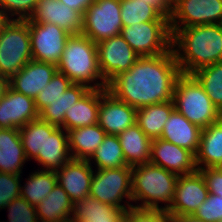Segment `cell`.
I'll use <instances>...</instances> for the list:
<instances>
[{
  "label": "cell",
  "mask_w": 222,
  "mask_h": 222,
  "mask_svg": "<svg viewBox=\"0 0 222 222\" xmlns=\"http://www.w3.org/2000/svg\"><path fill=\"white\" fill-rule=\"evenodd\" d=\"M172 49L183 74L222 62V24L180 28L172 35Z\"/></svg>",
  "instance_id": "obj_2"
},
{
  "label": "cell",
  "mask_w": 222,
  "mask_h": 222,
  "mask_svg": "<svg viewBox=\"0 0 222 222\" xmlns=\"http://www.w3.org/2000/svg\"><path fill=\"white\" fill-rule=\"evenodd\" d=\"M173 49L164 54L139 57L126 72L115 76L107 90L136 109L173 100L174 87L181 75Z\"/></svg>",
  "instance_id": "obj_1"
},
{
  "label": "cell",
  "mask_w": 222,
  "mask_h": 222,
  "mask_svg": "<svg viewBox=\"0 0 222 222\" xmlns=\"http://www.w3.org/2000/svg\"><path fill=\"white\" fill-rule=\"evenodd\" d=\"M5 208H8L9 222H39L35 206L22 196L13 199Z\"/></svg>",
  "instance_id": "obj_37"
},
{
  "label": "cell",
  "mask_w": 222,
  "mask_h": 222,
  "mask_svg": "<svg viewBox=\"0 0 222 222\" xmlns=\"http://www.w3.org/2000/svg\"><path fill=\"white\" fill-rule=\"evenodd\" d=\"M178 175L151 163L132 167V201L138 209L167 210L173 200ZM165 202L164 207L158 204Z\"/></svg>",
  "instance_id": "obj_4"
},
{
  "label": "cell",
  "mask_w": 222,
  "mask_h": 222,
  "mask_svg": "<svg viewBox=\"0 0 222 222\" xmlns=\"http://www.w3.org/2000/svg\"><path fill=\"white\" fill-rule=\"evenodd\" d=\"M10 87V79L0 74V100L6 95Z\"/></svg>",
  "instance_id": "obj_45"
},
{
  "label": "cell",
  "mask_w": 222,
  "mask_h": 222,
  "mask_svg": "<svg viewBox=\"0 0 222 222\" xmlns=\"http://www.w3.org/2000/svg\"><path fill=\"white\" fill-rule=\"evenodd\" d=\"M127 212L117 207L100 202L90 194L82 201L74 203L70 220L73 222H88L89 219L126 218Z\"/></svg>",
  "instance_id": "obj_30"
},
{
  "label": "cell",
  "mask_w": 222,
  "mask_h": 222,
  "mask_svg": "<svg viewBox=\"0 0 222 222\" xmlns=\"http://www.w3.org/2000/svg\"><path fill=\"white\" fill-rule=\"evenodd\" d=\"M73 10L78 11L82 16L88 7L96 0H59Z\"/></svg>",
  "instance_id": "obj_43"
},
{
  "label": "cell",
  "mask_w": 222,
  "mask_h": 222,
  "mask_svg": "<svg viewBox=\"0 0 222 222\" xmlns=\"http://www.w3.org/2000/svg\"><path fill=\"white\" fill-rule=\"evenodd\" d=\"M118 138L127 166L149 163L152 139L136 123L119 134Z\"/></svg>",
  "instance_id": "obj_23"
},
{
  "label": "cell",
  "mask_w": 222,
  "mask_h": 222,
  "mask_svg": "<svg viewBox=\"0 0 222 222\" xmlns=\"http://www.w3.org/2000/svg\"><path fill=\"white\" fill-rule=\"evenodd\" d=\"M121 35L140 56H155L172 49L170 21H148L124 26Z\"/></svg>",
  "instance_id": "obj_7"
},
{
  "label": "cell",
  "mask_w": 222,
  "mask_h": 222,
  "mask_svg": "<svg viewBox=\"0 0 222 222\" xmlns=\"http://www.w3.org/2000/svg\"><path fill=\"white\" fill-rule=\"evenodd\" d=\"M192 75L220 111L222 109V62L202 67Z\"/></svg>",
  "instance_id": "obj_34"
},
{
  "label": "cell",
  "mask_w": 222,
  "mask_h": 222,
  "mask_svg": "<svg viewBox=\"0 0 222 222\" xmlns=\"http://www.w3.org/2000/svg\"><path fill=\"white\" fill-rule=\"evenodd\" d=\"M90 89L81 84H72L60 97L39 112V119L64 129L65 112L78 102Z\"/></svg>",
  "instance_id": "obj_29"
},
{
  "label": "cell",
  "mask_w": 222,
  "mask_h": 222,
  "mask_svg": "<svg viewBox=\"0 0 222 222\" xmlns=\"http://www.w3.org/2000/svg\"><path fill=\"white\" fill-rule=\"evenodd\" d=\"M90 195L104 204L113 205L127 212L133 207L129 202H132V167L95 170ZM124 197L129 200L125 201L128 208L121 204Z\"/></svg>",
  "instance_id": "obj_8"
},
{
  "label": "cell",
  "mask_w": 222,
  "mask_h": 222,
  "mask_svg": "<svg viewBox=\"0 0 222 222\" xmlns=\"http://www.w3.org/2000/svg\"><path fill=\"white\" fill-rule=\"evenodd\" d=\"M173 222H206V221H203L201 219H198L190 215V216H183V217L175 218Z\"/></svg>",
  "instance_id": "obj_46"
},
{
  "label": "cell",
  "mask_w": 222,
  "mask_h": 222,
  "mask_svg": "<svg viewBox=\"0 0 222 222\" xmlns=\"http://www.w3.org/2000/svg\"><path fill=\"white\" fill-rule=\"evenodd\" d=\"M38 118L34 99L9 87L0 100V129H20Z\"/></svg>",
  "instance_id": "obj_16"
},
{
  "label": "cell",
  "mask_w": 222,
  "mask_h": 222,
  "mask_svg": "<svg viewBox=\"0 0 222 222\" xmlns=\"http://www.w3.org/2000/svg\"><path fill=\"white\" fill-rule=\"evenodd\" d=\"M32 60L58 65L70 34L52 23L29 22Z\"/></svg>",
  "instance_id": "obj_11"
},
{
  "label": "cell",
  "mask_w": 222,
  "mask_h": 222,
  "mask_svg": "<svg viewBox=\"0 0 222 222\" xmlns=\"http://www.w3.org/2000/svg\"><path fill=\"white\" fill-rule=\"evenodd\" d=\"M123 27L148 21H169L154 5L143 0H120Z\"/></svg>",
  "instance_id": "obj_32"
},
{
  "label": "cell",
  "mask_w": 222,
  "mask_h": 222,
  "mask_svg": "<svg viewBox=\"0 0 222 222\" xmlns=\"http://www.w3.org/2000/svg\"><path fill=\"white\" fill-rule=\"evenodd\" d=\"M55 171L38 170L30 174L24 186H21V196L32 206H37L56 186Z\"/></svg>",
  "instance_id": "obj_31"
},
{
  "label": "cell",
  "mask_w": 222,
  "mask_h": 222,
  "mask_svg": "<svg viewBox=\"0 0 222 222\" xmlns=\"http://www.w3.org/2000/svg\"><path fill=\"white\" fill-rule=\"evenodd\" d=\"M57 71L54 64L30 60L10 79V87L35 99Z\"/></svg>",
  "instance_id": "obj_19"
},
{
  "label": "cell",
  "mask_w": 222,
  "mask_h": 222,
  "mask_svg": "<svg viewBox=\"0 0 222 222\" xmlns=\"http://www.w3.org/2000/svg\"><path fill=\"white\" fill-rule=\"evenodd\" d=\"M38 0H0V7L11 20H28ZM11 18H10V17ZM12 16H18L13 18Z\"/></svg>",
  "instance_id": "obj_40"
},
{
  "label": "cell",
  "mask_w": 222,
  "mask_h": 222,
  "mask_svg": "<svg viewBox=\"0 0 222 222\" xmlns=\"http://www.w3.org/2000/svg\"><path fill=\"white\" fill-rule=\"evenodd\" d=\"M136 110L106 90L101 95L98 125L106 135L118 136L136 123Z\"/></svg>",
  "instance_id": "obj_15"
},
{
  "label": "cell",
  "mask_w": 222,
  "mask_h": 222,
  "mask_svg": "<svg viewBox=\"0 0 222 222\" xmlns=\"http://www.w3.org/2000/svg\"><path fill=\"white\" fill-rule=\"evenodd\" d=\"M19 134L27 161L35 160L45 144V121L38 118L29 122L19 129Z\"/></svg>",
  "instance_id": "obj_35"
},
{
  "label": "cell",
  "mask_w": 222,
  "mask_h": 222,
  "mask_svg": "<svg viewBox=\"0 0 222 222\" xmlns=\"http://www.w3.org/2000/svg\"><path fill=\"white\" fill-rule=\"evenodd\" d=\"M97 55L101 75L107 84L119 73L128 71L140 57L121 34L97 43Z\"/></svg>",
  "instance_id": "obj_12"
},
{
  "label": "cell",
  "mask_w": 222,
  "mask_h": 222,
  "mask_svg": "<svg viewBox=\"0 0 222 222\" xmlns=\"http://www.w3.org/2000/svg\"><path fill=\"white\" fill-rule=\"evenodd\" d=\"M125 222H173V218L164 209L130 208Z\"/></svg>",
  "instance_id": "obj_41"
},
{
  "label": "cell",
  "mask_w": 222,
  "mask_h": 222,
  "mask_svg": "<svg viewBox=\"0 0 222 222\" xmlns=\"http://www.w3.org/2000/svg\"><path fill=\"white\" fill-rule=\"evenodd\" d=\"M57 69L73 84H81L89 89H104L108 86L101 75L97 44L83 34L70 35L67 39Z\"/></svg>",
  "instance_id": "obj_3"
},
{
  "label": "cell",
  "mask_w": 222,
  "mask_h": 222,
  "mask_svg": "<svg viewBox=\"0 0 222 222\" xmlns=\"http://www.w3.org/2000/svg\"><path fill=\"white\" fill-rule=\"evenodd\" d=\"M175 109L191 123L204 129L219 121V109L192 74H181L173 93Z\"/></svg>",
  "instance_id": "obj_5"
},
{
  "label": "cell",
  "mask_w": 222,
  "mask_h": 222,
  "mask_svg": "<svg viewBox=\"0 0 222 222\" xmlns=\"http://www.w3.org/2000/svg\"><path fill=\"white\" fill-rule=\"evenodd\" d=\"M202 175L209 194L222 196V167L198 169Z\"/></svg>",
  "instance_id": "obj_42"
},
{
  "label": "cell",
  "mask_w": 222,
  "mask_h": 222,
  "mask_svg": "<svg viewBox=\"0 0 222 222\" xmlns=\"http://www.w3.org/2000/svg\"><path fill=\"white\" fill-rule=\"evenodd\" d=\"M63 128L45 122V144L35 161L42 169L57 171L73 158L69 149L68 133Z\"/></svg>",
  "instance_id": "obj_20"
},
{
  "label": "cell",
  "mask_w": 222,
  "mask_h": 222,
  "mask_svg": "<svg viewBox=\"0 0 222 222\" xmlns=\"http://www.w3.org/2000/svg\"><path fill=\"white\" fill-rule=\"evenodd\" d=\"M94 159L97 169H113L127 166L118 136L106 135L89 162Z\"/></svg>",
  "instance_id": "obj_33"
},
{
  "label": "cell",
  "mask_w": 222,
  "mask_h": 222,
  "mask_svg": "<svg viewBox=\"0 0 222 222\" xmlns=\"http://www.w3.org/2000/svg\"><path fill=\"white\" fill-rule=\"evenodd\" d=\"M82 15L59 0H38L28 22L52 23L70 35L82 34Z\"/></svg>",
  "instance_id": "obj_17"
},
{
  "label": "cell",
  "mask_w": 222,
  "mask_h": 222,
  "mask_svg": "<svg viewBox=\"0 0 222 222\" xmlns=\"http://www.w3.org/2000/svg\"><path fill=\"white\" fill-rule=\"evenodd\" d=\"M126 218H99L89 219L88 222H125Z\"/></svg>",
  "instance_id": "obj_47"
},
{
  "label": "cell",
  "mask_w": 222,
  "mask_h": 222,
  "mask_svg": "<svg viewBox=\"0 0 222 222\" xmlns=\"http://www.w3.org/2000/svg\"><path fill=\"white\" fill-rule=\"evenodd\" d=\"M107 90L90 89L78 102L65 112L64 129H76L78 127L98 124L99 106L101 95Z\"/></svg>",
  "instance_id": "obj_22"
},
{
  "label": "cell",
  "mask_w": 222,
  "mask_h": 222,
  "mask_svg": "<svg viewBox=\"0 0 222 222\" xmlns=\"http://www.w3.org/2000/svg\"><path fill=\"white\" fill-rule=\"evenodd\" d=\"M30 60L29 22L11 19L0 31V74L11 79Z\"/></svg>",
  "instance_id": "obj_6"
},
{
  "label": "cell",
  "mask_w": 222,
  "mask_h": 222,
  "mask_svg": "<svg viewBox=\"0 0 222 222\" xmlns=\"http://www.w3.org/2000/svg\"><path fill=\"white\" fill-rule=\"evenodd\" d=\"M201 132L200 127L174 109L164 125L160 138L196 154Z\"/></svg>",
  "instance_id": "obj_21"
},
{
  "label": "cell",
  "mask_w": 222,
  "mask_h": 222,
  "mask_svg": "<svg viewBox=\"0 0 222 222\" xmlns=\"http://www.w3.org/2000/svg\"><path fill=\"white\" fill-rule=\"evenodd\" d=\"M192 216L206 222L222 221V196L209 194Z\"/></svg>",
  "instance_id": "obj_39"
},
{
  "label": "cell",
  "mask_w": 222,
  "mask_h": 222,
  "mask_svg": "<svg viewBox=\"0 0 222 222\" xmlns=\"http://www.w3.org/2000/svg\"><path fill=\"white\" fill-rule=\"evenodd\" d=\"M174 109L173 100L138 108L136 124L152 140L160 138L164 125Z\"/></svg>",
  "instance_id": "obj_28"
},
{
  "label": "cell",
  "mask_w": 222,
  "mask_h": 222,
  "mask_svg": "<svg viewBox=\"0 0 222 222\" xmlns=\"http://www.w3.org/2000/svg\"><path fill=\"white\" fill-rule=\"evenodd\" d=\"M146 3L154 5L162 14L170 17L173 9V0H143Z\"/></svg>",
  "instance_id": "obj_44"
},
{
  "label": "cell",
  "mask_w": 222,
  "mask_h": 222,
  "mask_svg": "<svg viewBox=\"0 0 222 222\" xmlns=\"http://www.w3.org/2000/svg\"><path fill=\"white\" fill-rule=\"evenodd\" d=\"M21 175L0 172V209L21 196Z\"/></svg>",
  "instance_id": "obj_38"
},
{
  "label": "cell",
  "mask_w": 222,
  "mask_h": 222,
  "mask_svg": "<svg viewBox=\"0 0 222 222\" xmlns=\"http://www.w3.org/2000/svg\"><path fill=\"white\" fill-rule=\"evenodd\" d=\"M169 21L172 35L184 27L222 24V0H173Z\"/></svg>",
  "instance_id": "obj_10"
},
{
  "label": "cell",
  "mask_w": 222,
  "mask_h": 222,
  "mask_svg": "<svg viewBox=\"0 0 222 222\" xmlns=\"http://www.w3.org/2000/svg\"><path fill=\"white\" fill-rule=\"evenodd\" d=\"M149 163L178 176L197 171L195 154L161 138L153 139Z\"/></svg>",
  "instance_id": "obj_14"
},
{
  "label": "cell",
  "mask_w": 222,
  "mask_h": 222,
  "mask_svg": "<svg viewBox=\"0 0 222 222\" xmlns=\"http://www.w3.org/2000/svg\"><path fill=\"white\" fill-rule=\"evenodd\" d=\"M91 166L89 161L72 159L60 170L55 171L57 183L62 186L74 203L82 201L90 194L94 174Z\"/></svg>",
  "instance_id": "obj_18"
},
{
  "label": "cell",
  "mask_w": 222,
  "mask_h": 222,
  "mask_svg": "<svg viewBox=\"0 0 222 222\" xmlns=\"http://www.w3.org/2000/svg\"><path fill=\"white\" fill-rule=\"evenodd\" d=\"M219 120L222 122V109L219 111Z\"/></svg>",
  "instance_id": "obj_49"
},
{
  "label": "cell",
  "mask_w": 222,
  "mask_h": 222,
  "mask_svg": "<svg viewBox=\"0 0 222 222\" xmlns=\"http://www.w3.org/2000/svg\"><path fill=\"white\" fill-rule=\"evenodd\" d=\"M72 84L73 82L66 75L57 71L50 82L35 97L37 111L40 112L44 107L60 97Z\"/></svg>",
  "instance_id": "obj_36"
},
{
  "label": "cell",
  "mask_w": 222,
  "mask_h": 222,
  "mask_svg": "<svg viewBox=\"0 0 222 222\" xmlns=\"http://www.w3.org/2000/svg\"><path fill=\"white\" fill-rule=\"evenodd\" d=\"M74 202L58 183L35 207L39 222H65L70 220Z\"/></svg>",
  "instance_id": "obj_27"
},
{
  "label": "cell",
  "mask_w": 222,
  "mask_h": 222,
  "mask_svg": "<svg viewBox=\"0 0 222 222\" xmlns=\"http://www.w3.org/2000/svg\"><path fill=\"white\" fill-rule=\"evenodd\" d=\"M120 0H96L84 12L82 34L94 43L121 34Z\"/></svg>",
  "instance_id": "obj_9"
},
{
  "label": "cell",
  "mask_w": 222,
  "mask_h": 222,
  "mask_svg": "<svg viewBox=\"0 0 222 222\" xmlns=\"http://www.w3.org/2000/svg\"><path fill=\"white\" fill-rule=\"evenodd\" d=\"M195 162L197 169L222 167V122L220 120L202 129Z\"/></svg>",
  "instance_id": "obj_24"
},
{
  "label": "cell",
  "mask_w": 222,
  "mask_h": 222,
  "mask_svg": "<svg viewBox=\"0 0 222 222\" xmlns=\"http://www.w3.org/2000/svg\"><path fill=\"white\" fill-rule=\"evenodd\" d=\"M10 21V19L5 14L4 10L0 7V31L5 27V25Z\"/></svg>",
  "instance_id": "obj_48"
},
{
  "label": "cell",
  "mask_w": 222,
  "mask_h": 222,
  "mask_svg": "<svg viewBox=\"0 0 222 222\" xmlns=\"http://www.w3.org/2000/svg\"><path fill=\"white\" fill-rule=\"evenodd\" d=\"M208 195L209 191L198 170L190 174L180 175L176 182L172 203L166 211L173 220L178 217L193 215Z\"/></svg>",
  "instance_id": "obj_13"
},
{
  "label": "cell",
  "mask_w": 222,
  "mask_h": 222,
  "mask_svg": "<svg viewBox=\"0 0 222 222\" xmlns=\"http://www.w3.org/2000/svg\"><path fill=\"white\" fill-rule=\"evenodd\" d=\"M26 160L19 129H0V172L20 175Z\"/></svg>",
  "instance_id": "obj_25"
},
{
  "label": "cell",
  "mask_w": 222,
  "mask_h": 222,
  "mask_svg": "<svg viewBox=\"0 0 222 222\" xmlns=\"http://www.w3.org/2000/svg\"><path fill=\"white\" fill-rule=\"evenodd\" d=\"M67 133L72 158L83 161L91 159L106 136L105 131L98 124L78 127Z\"/></svg>",
  "instance_id": "obj_26"
}]
</instances>
